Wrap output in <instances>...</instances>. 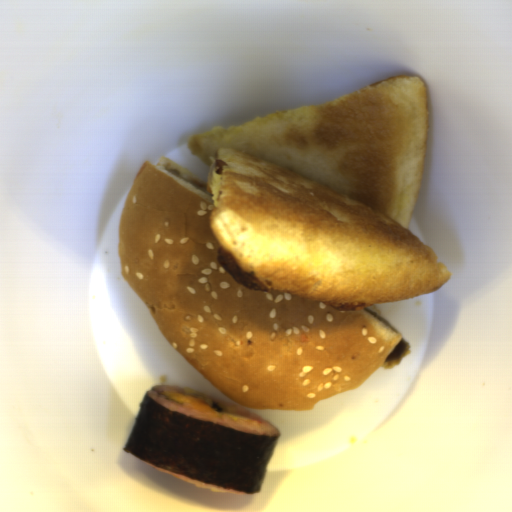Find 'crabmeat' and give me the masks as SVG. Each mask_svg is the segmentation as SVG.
Returning <instances> with one entry per match:
<instances>
[{"instance_id": "f7934b28", "label": "crabmeat", "mask_w": 512, "mask_h": 512, "mask_svg": "<svg viewBox=\"0 0 512 512\" xmlns=\"http://www.w3.org/2000/svg\"><path fill=\"white\" fill-rule=\"evenodd\" d=\"M221 414H224L228 417H230L232 420H234L235 422L238 421V420H243L245 421L246 423L248 424H261L262 422L256 420V419H253V418H250V417H247L245 415H242V414H239V413H236V412H233V411H229V410H226V409H223V411H220Z\"/></svg>"}]
</instances>
